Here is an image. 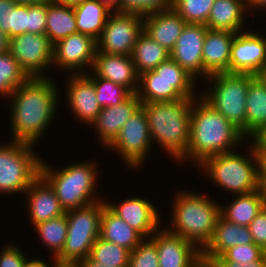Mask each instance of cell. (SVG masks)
Segmentation results:
<instances>
[{
  "instance_id": "52",
  "label": "cell",
  "mask_w": 266,
  "mask_h": 267,
  "mask_svg": "<svg viewBox=\"0 0 266 267\" xmlns=\"http://www.w3.org/2000/svg\"><path fill=\"white\" fill-rule=\"evenodd\" d=\"M8 50V39L6 35L0 30V54Z\"/></svg>"
},
{
  "instance_id": "24",
  "label": "cell",
  "mask_w": 266,
  "mask_h": 267,
  "mask_svg": "<svg viewBox=\"0 0 266 267\" xmlns=\"http://www.w3.org/2000/svg\"><path fill=\"white\" fill-rule=\"evenodd\" d=\"M141 105L142 102L137 94L132 93L121 104L101 108L96 120L91 125H95L104 145L109 146L115 140L121 127Z\"/></svg>"
},
{
  "instance_id": "10",
  "label": "cell",
  "mask_w": 266,
  "mask_h": 267,
  "mask_svg": "<svg viewBox=\"0 0 266 267\" xmlns=\"http://www.w3.org/2000/svg\"><path fill=\"white\" fill-rule=\"evenodd\" d=\"M31 144L13 141L0 147V191L25 192L40 175L41 161ZM35 154V155H34Z\"/></svg>"
},
{
  "instance_id": "53",
  "label": "cell",
  "mask_w": 266,
  "mask_h": 267,
  "mask_svg": "<svg viewBox=\"0 0 266 267\" xmlns=\"http://www.w3.org/2000/svg\"><path fill=\"white\" fill-rule=\"evenodd\" d=\"M25 267H48L47 264L42 261L41 259H38V260H28L26 262V265Z\"/></svg>"
},
{
  "instance_id": "40",
  "label": "cell",
  "mask_w": 266,
  "mask_h": 267,
  "mask_svg": "<svg viewBox=\"0 0 266 267\" xmlns=\"http://www.w3.org/2000/svg\"><path fill=\"white\" fill-rule=\"evenodd\" d=\"M128 267H159L156 245L142 240L131 252Z\"/></svg>"
},
{
  "instance_id": "54",
  "label": "cell",
  "mask_w": 266,
  "mask_h": 267,
  "mask_svg": "<svg viewBox=\"0 0 266 267\" xmlns=\"http://www.w3.org/2000/svg\"><path fill=\"white\" fill-rule=\"evenodd\" d=\"M52 1L56 3L66 4L70 7H74L76 5L83 3L85 0H52Z\"/></svg>"
},
{
  "instance_id": "8",
  "label": "cell",
  "mask_w": 266,
  "mask_h": 267,
  "mask_svg": "<svg viewBox=\"0 0 266 267\" xmlns=\"http://www.w3.org/2000/svg\"><path fill=\"white\" fill-rule=\"evenodd\" d=\"M256 75L248 73H217L208 76L214 87L203 99L238 128L246 137V96L249 82Z\"/></svg>"
},
{
  "instance_id": "35",
  "label": "cell",
  "mask_w": 266,
  "mask_h": 267,
  "mask_svg": "<svg viewBox=\"0 0 266 267\" xmlns=\"http://www.w3.org/2000/svg\"><path fill=\"white\" fill-rule=\"evenodd\" d=\"M34 227L43 243L45 242V245L53 250L56 258L61 253L67 238L68 222L66 213L58 218L39 223Z\"/></svg>"
},
{
  "instance_id": "3",
  "label": "cell",
  "mask_w": 266,
  "mask_h": 267,
  "mask_svg": "<svg viewBox=\"0 0 266 267\" xmlns=\"http://www.w3.org/2000/svg\"><path fill=\"white\" fill-rule=\"evenodd\" d=\"M194 98L175 101L142 103L151 139L157 140L166 152L176 159H184L189 145L191 108ZM194 101V102H193Z\"/></svg>"
},
{
  "instance_id": "5",
  "label": "cell",
  "mask_w": 266,
  "mask_h": 267,
  "mask_svg": "<svg viewBox=\"0 0 266 267\" xmlns=\"http://www.w3.org/2000/svg\"><path fill=\"white\" fill-rule=\"evenodd\" d=\"M105 201L65 211L68 231L61 253L54 259L58 264L77 265L89 257L92 246L100 236V225Z\"/></svg>"
},
{
  "instance_id": "7",
  "label": "cell",
  "mask_w": 266,
  "mask_h": 267,
  "mask_svg": "<svg viewBox=\"0 0 266 267\" xmlns=\"http://www.w3.org/2000/svg\"><path fill=\"white\" fill-rule=\"evenodd\" d=\"M194 80L192 75L169 58L153 71L139 75L138 81L142 87L137 89L136 94L142 103L175 101L183 97L193 98Z\"/></svg>"
},
{
  "instance_id": "51",
  "label": "cell",
  "mask_w": 266,
  "mask_h": 267,
  "mask_svg": "<svg viewBox=\"0 0 266 267\" xmlns=\"http://www.w3.org/2000/svg\"><path fill=\"white\" fill-rule=\"evenodd\" d=\"M17 4L38 5L51 2L52 0H14Z\"/></svg>"
},
{
  "instance_id": "42",
  "label": "cell",
  "mask_w": 266,
  "mask_h": 267,
  "mask_svg": "<svg viewBox=\"0 0 266 267\" xmlns=\"http://www.w3.org/2000/svg\"><path fill=\"white\" fill-rule=\"evenodd\" d=\"M47 18V3L28 5L27 33L45 34Z\"/></svg>"
},
{
  "instance_id": "15",
  "label": "cell",
  "mask_w": 266,
  "mask_h": 267,
  "mask_svg": "<svg viewBox=\"0 0 266 267\" xmlns=\"http://www.w3.org/2000/svg\"><path fill=\"white\" fill-rule=\"evenodd\" d=\"M149 239L156 245L159 267H198L202 263L200 246L168 229L160 230Z\"/></svg>"
},
{
  "instance_id": "9",
  "label": "cell",
  "mask_w": 266,
  "mask_h": 267,
  "mask_svg": "<svg viewBox=\"0 0 266 267\" xmlns=\"http://www.w3.org/2000/svg\"><path fill=\"white\" fill-rule=\"evenodd\" d=\"M251 149L254 165L250 159L234 151L208 157L199 165L225 190L238 195L252 193L258 190L259 180L257 156L254 147Z\"/></svg>"
},
{
  "instance_id": "47",
  "label": "cell",
  "mask_w": 266,
  "mask_h": 267,
  "mask_svg": "<svg viewBox=\"0 0 266 267\" xmlns=\"http://www.w3.org/2000/svg\"><path fill=\"white\" fill-rule=\"evenodd\" d=\"M258 160V180H266V151H255Z\"/></svg>"
},
{
  "instance_id": "25",
  "label": "cell",
  "mask_w": 266,
  "mask_h": 267,
  "mask_svg": "<svg viewBox=\"0 0 266 267\" xmlns=\"http://www.w3.org/2000/svg\"><path fill=\"white\" fill-rule=\"evenodd\" d=\"M71 77L67 87L70 108L83 122L92 124L102 108L97 101L94 83L86 74Z\"/></svg>"
},
{
  "instance_id": "11",
  "label": "cell",
  "mask_w": 266,
  "mask_h": 267,
  "mask_svg": "<svg viewBox=\"0 0 266 267\" xmlns=\"http://www.w3.org/2000/svg\"><path fill=\"white\" fill-rule=\"evenodd\" d=\"M142 19L143 15L138 13L118 11L113 16L110 14L97 40V52L130 56L143 32Z\"/></svg>"
},
{
  "instance_id": "19",
  "label": "cell",
  "mask_w": 266,
  "mask_h": 267,
  "mask_svg": "<svg viewBox=\"0 0 266 267\" xmlns=\"http://www.w3.org/2000/svg\"><path fill=\"white\" fill-rule=\"evenodd\" d=\"M92 69L95 71V78L108 79L116 84L123 85L131 93L137 92L139 84L135 82L139 83V76L136 73L131 55L96 52Z\"/></svg>"
},
{
  "instance_id": "55",
  "label": "cell",
  "mask_w": 266,
  "mask_h": 267,
  "mask_svg": "<svg viewBox=\"0 0 266 267\" xmlns=\"http://www.w3.org/2000/svg\"><path fill=\"white\" fill-rule=\"evenodd\" d=\"M246 4L250 7H255V8H259V7H266V0H247Z\"/></svg>"
},
{
  "instance_id": "23",
  "label": "cell",
  "mask_w": 266,
  "mask_h": 267,
  "mask_svg": "<svg viewBox=\"0 0 266 267\" xmlns=\"http://www.w3.org/2000/svg\"><path fill=\"white\" fill-rule=\"evenodd\" d=\"M33 226L65 214L51 185L39 175L26 189Z\"/></svg>"
},
{
  "instance_id": "36",
  "label": "cell",
  "mask_w": 266,
  "mask_h": 267,
  "mask_svg": "<svg viewBox=\"0 0 266 267\" xmlns=\"http://www.w3.org/2000/svg\"><path fill=\"white\" fill-rule=\"evenodd\" d=\"M28 78L27 73L8 50L0 54V94L9 97Z\"/></svg>"
},
{
  "instance_id": "49",
  "label": "cell",
  "mask_w": 266,
  "mask_h": 267,
  "mask_svg": "<svg viewBox=\"0 0 266 267\" xmlns=\"http://www.w3.org/2000/svg\"><path fill=\"white\" fill-rule=\"evenodd\" d=\"M76 267H107L96 261L91 260L89 257L81 260Z\"/></svg>"
},
{
  "instance_id": "27",
  "label": "cell",
  "mask_w": 266,
  "mask_h": 267,
  "mask_svg": "<svg viewBox=\"0 0 266 267\" xmlns=\"http://www.w3.org/2000/svg\"><path fill=\"white\" fill-rule=\"evenodd\" d=\"M246 6L248 7L242 0H215L206 26L211 30L238 33L243 27V11L247 9Z\"/></svg>"
},
{
  "instance_id": "37",
  "label": "cell",
  "mask_w": 266,
  "mask_h": 267,
  "mask_svg": "<svg viewBox=\"0 0 266 267\" xmlns=\"http://www.w3.org/2000/svg\"><path fill=\"white\" fill-rule=\"evenodd\" d=\"M215 0H172V8L188 23L206 25Z\"/></svg>"
},
{
  "instance_id": "14",
  "label": "cell",
  "mask_w": 266,
  "mask_h": 267,
  "mask_svg": "<svg viewBox=\"0 0 266 267\" xmlns=\"http://www.w3.org/2000/svg\"><path fill=\"white\" fill-rule=\"evenodd\" d=\"M265 71L266 38L250 32L236 33L231 47L230 73L263 75Z\"/></svg>"
},
{
  "instance_id": "38",
  "label": "cell",
  "mask_w": 266,
  "mask_h": 267,
  "mask_svg": "<svg viewBox=\"0 0 266 267\" xmlns=\"http://www.w3.org/2000/svg\"><path fill=\"white\" fill-rule=\"evenodd\" d=\"M88 77L94 83L97 101L101 107L121 104L132 94L123 85L116 84L108 79Z\"/></svg>"
},
{
  "instance_id": "33",
  "label": "cell",
  "mask_w": 266,
  "mask_h": 267,
  "mask_svg": "<svg viewBox=\"0 0 266 267\" xmlns=\"http://www.w3.org/2000/svg\"><path fill=\"white\" fill-rule=\"evenodd\" d=\"M28 5L0 0V30L7 39L27 33Z\"/></svg>"
},
{
  "instance_id": "6",
  "label": "cell",
  "mask_w": 266,
  "mask_h": 267,
  "mask_svg": "<svg viewBox=\"0 0 266 267\" xmlns=\"http://www.w3.org/2000/svg\"><path fill=\"white\" fill-rule=\"evenodd\" d=\"M94 166L92 163H80L53 172L41 161L40 175L53 188L61 207L68 211L96 202L97 198L91 196L97 178Z\"/></svg>"
},
{
  "instance_id": "21",
  "label": "cell",
  "mask_w": 266,
  "mask_h": 267,
  "mask_svg": "<svg viewBox=\"0 0 266 267\" xmlns=\"http://www.w3.org/2000/svg\"><path fill=\"white\" fill-rule=\"evenodd\" d=\"M143 18V31L169 52L187 24L173 8L146 14Z\"/></svg>"
},
{
  "instance_id": "18",
  "label": "cell",
  "mask_w": 266,
  "mask_h": 267,
  "mask_svg": "<svg viewBox=\"0 0 266 267\" xmlns=\"http://www.w3.org/2000/svg\"><path fill=\"white\" fill-rule=\"evenodd\" d=\"M106 205L144 238L154 234L159 227L160 217L158 212L154 205L146 201V199L134 197L126 199L118 206L110 202H107Z\"/></svg>"
},
{
  "instance_id": "34",
  "label": "cell",
  "mask_w": 266,
  "mask_h": 267,
  "mask_svg": "<svg viewBox=\"0 0 266 267\" xmlns=\"http://www.w3.org/2000/svg\"><path fill=\"white\" fill-rule=\"evenodd\" d=\"M89 258L107 267H128L130 251L99 236L92 246Z\"/></svg>"
},
{
  "instance_id": "30",
  "label": "cell",
  "mask_w": 266,
  "mask_h": 267,
  "mask_svg": "<svg viewBox=\"0 0 266 267\" xmlns=\"http://www.w3.org/2000/svg\"><path fill=\"white\" fill-rule=\"evenodd\" d=\"M76 33L78 29L73 7L53 1L48 2L45 35L50 42L54 45L59 40Z\"/></svg>"
},
{
  "instance_id": "1",
  "label": "cell",
  "mask_w": 266,
  "mask_h": 267,
  "mask_svg": "<svg viewBox=\"0 0 266 267\" xmlns=\"http://www.w3.org/2000/svg\"><path fill=\"white\" fill-rule=\"evenodd\" d=\"M57 89L48 77H29L10 96L12 107L13 141L35 145L54 116Z\"/></svg>"
},
{
  "instance_id": "57",
  "label": "cell",
  "mask_w": 266,
  "mask_h": 267,
  "mask_svg": "<svg viewBox=\"0 0 266 267\" xmlns=\"http://www.w3.org/2000/svg\"><path fill=\"white\" fill-rule=\"evenodd\" d=\"M198 267H214L211 263L202 262Z\"/></svg>"
},
{
  "instance_id": "26",
  "label": "cell",
  "mask_w": 266,
  "mask_h": 267,
  "mask_svg": "<svg viewBox=\"0 0 266 267\" xmlns=\"http://www.w3.org/2000/svg\"><path fill=\"white\" fill-rule=\"evenodd\" d=\"M266 125V78L256 75L246 96V137H252Z\"/></svg>"
},
{
  "instance_id": "44",
  "label": "cell",
  "mask_w": 266,
  "mask_h": 267,
  "mask_svg": "<svg viewBox=\"0 0 266 267\" xmlns=\"http://www.w3.org/2000/svg\"><path fill=\"white\" fill-rule=\"evenodd\" d=\"M5 247L0 255V267H25L27 259L15 245ZM19 249V250H18Z\"/></svg>"
},
{
  "instance_id": "50",
  "label": "cell",
  "mask_w": 266,
  "mask_h": 267,
  "mask_svg": "<svg viewBox=\"0 0 266 267\" xmlns=\"http://www.w3.org/2000/svg\"><path fill=\"white\" fill-rule=\"evenodd\" d=\"M258 190L261 194L263 208H266V180H259Z\"/></svg>"
},
{
  "instance_id": "31",
  "label": "cell",
  "mask_w": 266,
  "mask_h": 267,
  "mask_svg": "<svg viewBox=\"0 0 266 267\" xmlns=\"http://www.w3.org/2000/svg\"><path fill=\"white\" fill-rule=\"evenodd\" d=\"M131 57L139 76L153 71L160 63L168 60L170 52L143 31L134 45Z\"/></svg>"
},
{
  "instance_id": "39",
  "label": "cell",
  "mask_w": 266,
  "mask_h": 267,
  "mask_svg": "<svg viewBox=\"0 0 266 267\" xmlns=\"http://www.w3.org/2000/svg\"><path fill=\"white\" fill-rule=\"evenodd\" d=\"M265 253L266 252L256 244H242L229 248L213 261H234L246 264L259 260Z\"/></svg>"
},
{
  "instance_id": "29",
  "label": "cell",
  "mask_w": 266,
  "mask_h": 267,
  "mask_svg": "<svg viewBox=\"0 0 266 267\" xmlns=\"http://www.w3.org/2000/svg\"><path fill=\"white\" fill-rule=\"evenodd\" d=\"M78 33L98 40L106 25L111 10L96 0H85L73 7Z\"/></svg>"
},
{
  "instance_id": "22",
  "label": "cell",
  "mask_w": 266,
  "mask_h": 267,
  "mask_svg": "<svg viewBox=\"0 0 266 267\" xmlns=\"http://www.w3.org/2000/svg\"><path fill=\"white\" fill-rule=\"evenodd\" d=\"M242 244H255L249 227L231 223L220 215L211 241L202 250V262L211 263L229 248Z\"/></svg>"
},
{
  "instance_id": "48",
  "label": "cell",
  "mask_w": 266,
  "mask_h": 267,
  "mask_svg": "<svg viewBox=\"0 0 266 267\" xmlns=\"http://www.w3.org/2000/svg\"><path fill=\"white\" fill-rule=\"evenodd\" d=\"M100 4L106 6L108 9L112 10L114 7V10L116 12L120 11V3L121 0H96Z\"/></svg>"
},
{
  "instance_id": "41",
  "label": "cell",
  "mask_w": 266,
  "mask_h": 267,
  "mask_svg": "<svg viewBox=\"0 0 266 267\" xmlns=\"http://www.w3.org/2000/svg\"><path fill=\"white\" fill-rule=\"evenodd\" d=\"M172 8V0H121L120 12L146 15Z\"/></svg>"
},
{
  "instance_id": "13",
  "label": "cell",
  "mask_w": 266,
  "mask_h": 267,
  "mask_svg": "<svg viewBox=\"0 0 266 267\" xmlns=\"http://www.w3.org/2000/svg\"><path fill=\"white\" fill-rule=\"evenodd\" d=\"M8 51L29 77H40L53 61V44L45 34L14 36L8 39Z\"/></svg>"
},
{
  "instance_id": "2",
  "label": "cell",
  "mask_w": 266,
  "mask_h": 267,
  "mask_svg": "<svg viewBox=\"0 0 266 267\" xmlns=\"http://www.w3.org/2000/svg\"><path fill=\"white\" fill-rule=\"evenodd\" d=\"M200 101L198 104L192 103L190 139L184 156L198 164L208 157L232 152L231 146H236L244 138L238 128L202 97Z\"/></svg>"
},
{
  "instance_id": "17",
  "label": "cell",
  "mask_w": 266,
  "mask_h": 267,
  "mask_svg": "<svg viewBox=\"0 0 266 267\" xmlns=\"http://www.w3.org/2000/svg\"><path fill=\"white\" fill-rule=\"evenodd\" d=\"M97 52V40L93 37L76 33L59 40L53 45V61L59 67L83 69L84 64L93 66Z\"/></svg>"
},
{
  "instance_id": "32",
  "label": "cell",
  "mask_w": 266,
  "mask_h": 267,
  "mask_svg": "<svg viewBox=\"0 0 266 267\" xmlns=\"http://www.w3.org/2000/svg\"><path fill=\"white\" fill-rule=\"evenodd\" d=\"M263 208L259 190L252 193L238 195L226 209L221 207L220 215L231 223L249 226L251 221Z\"/></svg>"
},
{
  "instance_id": "56",
  "label": "cell",
  "mask_w": 266,
  "mask_h": 267,
  "mask_svg": "<svg viewBox=\"0 0 266 267\" xmlns=\"http://www.w3.org/2000/svg\"><path fill=\"white\" fill-rule=\"evenodd\" d=\"M54 264H56L54 267H76V265L58 264L56 260Z\"/></svg>"
},
{
  "instance_id": "12",
  "label": "cell",
  "mask_w": 266,
  "mask_h": 267,
  "mask_svg": "<svg viewBox=\"0 0 266 267\" xmlns=\"http://www.w3.org/2000/svg\"><path fill=\"white\" fill-rule=\"evenodd\" d=\"M152 142L144 108L140 106L121 127L115 140L108 146L120 152L124 162L137 167L145 160Z\"/></svg>"
},
{
  "instance_id": "46",
  "label": "cell",
  "mask_w": 266,
  "mask_h": 267,
  "mask_svg": "<svg viewBox=\"0 0 266 267\" xmlns=\"http://www.w3.org/2000/svg\"><path fill=\"white\" fill-rule=\"evenodd\" d=\"M254 150L266 151V125L252 136Z\"/></svg>"
},
{
  "instance_id": "20",
  "label": "cell",
  "mask_w": 266,
  "mask_h": 267,
  "mask_svg": "<svg viewBox=\"0 0 266 267\" xmlns=\"http://www.w3.org/2000/svg\"><path fill=\"white\" fill-rule=\"evenodd\" d=\"M235 34L208 29L203 42V76L230 72L231 47Z\"/></svg>"
},
{
  "instance_id": "28",
  "label": "cell",
  "mask_w": 266,
  "mask_h": 267,
  "mask_svg": "<svg viewBox=\"0 0 266 267\" xmlns=\"http://www.w3.org/2000/svg\"><path fill=\"white\" fill-rule=\"evenodd\" d=\"M100 237L120 247L126 248L130 252L144 240L136 230L113 213L107 205L102 211Z\"/></svg>"
},
{
  "instance_id": "45",
  "label": "cell",
  "mask_w": 266,
  "mask_h": 267,
  "mask_svg": "<svg viewBox=\"0 0 266 267\" xmlns=\"http://www.w3.org/2000/svg\"><path fill=\"white\" fill-rule=\"evenodd\" d=\"M214 267H266V253L259 259L250 263H238L234 261H212Z\"/></svg>"
},
{
  "instance_id": "43",
  "label": "cell",
  "mask_w": 266,
  "mask_h": 267,
  "mask_svg": "<svg viewBox=\"0 0 266 267\" xmlns=\"http://www.w3.org/2000/svg\"><path fill=\"white\" fill-rule=\"evenodd\" d=\"M254 243L266 252V208H262L249 224Z\"/></svg>"
},
{
  "instance_id": "16",
  "label": "cell",
  "mask_w": 266,
  "mask_h": 267,
  "mask_svg": "<svg viewBox=\"0 0 266 267\" xmlns=\"http://www.w3.org/2000/svg\"><path fill=\"white\" fill-rule=\"evenodd\" d=\"M208 27L203 24H186L176 41L170 58L190 75H203V42Z\"/></svg>"
},
{
  "instance_id": "4",
  "label": "cell",
  "mask_w": 266,
  "mask_h": 267,
  "mask_svg": "<svg viewBox=\"0 0 266 267\" xmlns=\"http://www.w3.org/2000/svg\"><path fill=\"white\" fill-rule=\"evenodd\" d=\"M177 196L173 206L174 228L171 227V231H168L200 245L202 251L212 239L221 205L192 192L180 193Z\"/></svg>"
}]
</instances>
